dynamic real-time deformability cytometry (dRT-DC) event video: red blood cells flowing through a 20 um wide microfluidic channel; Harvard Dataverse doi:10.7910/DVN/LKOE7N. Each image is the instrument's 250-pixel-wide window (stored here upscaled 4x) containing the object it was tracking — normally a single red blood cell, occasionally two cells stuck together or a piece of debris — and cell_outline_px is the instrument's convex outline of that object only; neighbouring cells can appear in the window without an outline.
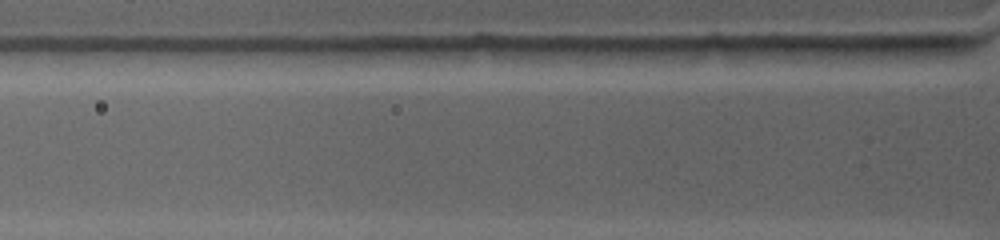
{"species": "common noctule bat (a hibernating species)", "species_latin": "Nyctalus noctula", "temperature_condition": "warm", "stored_images_in_passage": 2, "segment_of_instrument_passage": [2, 2], "camera_frame_rate_fps": 4500, "um_per_image_px": 0.085, "animal": {"sex": "female", "body_mass_g": 19.0, "forearm_length_mm": 53.3}, "frame": {"image": 1, "passage_image": 2, "time_ms": 0.444, "image_size_px": [1000, 240], "cell_outline_px": [[972, 48], [968, 52], [908, 64], [880, 64], [844, 48], [904, 44], [972, 44]], "centroid_in_image_um": [77.3, 4.46], "position_along_channel_um": 48.5, "area_um2": 12.54}}